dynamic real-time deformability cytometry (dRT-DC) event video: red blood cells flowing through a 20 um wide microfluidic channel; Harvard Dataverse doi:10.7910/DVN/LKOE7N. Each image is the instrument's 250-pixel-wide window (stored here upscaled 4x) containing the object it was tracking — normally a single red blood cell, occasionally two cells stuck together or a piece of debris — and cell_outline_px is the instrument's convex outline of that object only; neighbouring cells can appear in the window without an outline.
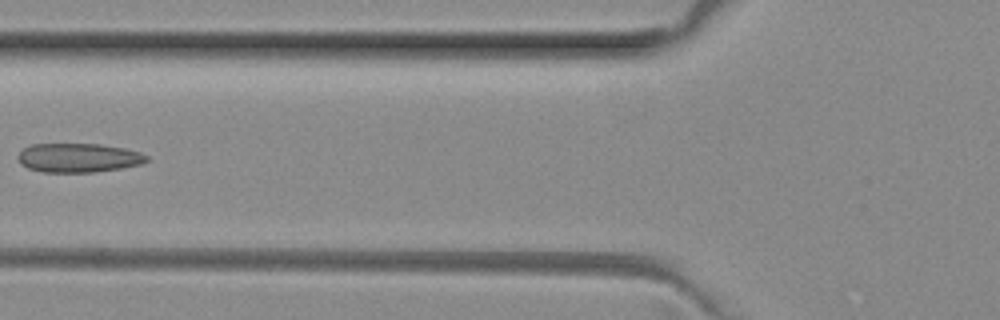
{"species": "common noctule bat (a hibernating species)", "species_latin": "Nyctalus noctula", "temperature_condition": "room temperature", "stored_images_in_passage": 5, "camera_frame_rate_fps": 3000, "um_per_image_px": 0.085, "animal": {"sex": "female", "body_mass_g": 29.2, "forearm_length_mm": 56.3}, "frame": {"image": 1, "passage_image": 5, "time_ms": 1.333, "image_size_px": [1000, 320], "cell_outline_px": [[148, 160], [144, 164], [96, 172], [44, 172], [28, 168], [20, 164], [16, 156], [24, 148], [32, 144], [100, 144], [124, 148], [140, 152], [148, 156]], "centroid_in_image_um": [6.67, 13.41], "position_along_channel_um": 119.1, "area_um2": 21.91}}